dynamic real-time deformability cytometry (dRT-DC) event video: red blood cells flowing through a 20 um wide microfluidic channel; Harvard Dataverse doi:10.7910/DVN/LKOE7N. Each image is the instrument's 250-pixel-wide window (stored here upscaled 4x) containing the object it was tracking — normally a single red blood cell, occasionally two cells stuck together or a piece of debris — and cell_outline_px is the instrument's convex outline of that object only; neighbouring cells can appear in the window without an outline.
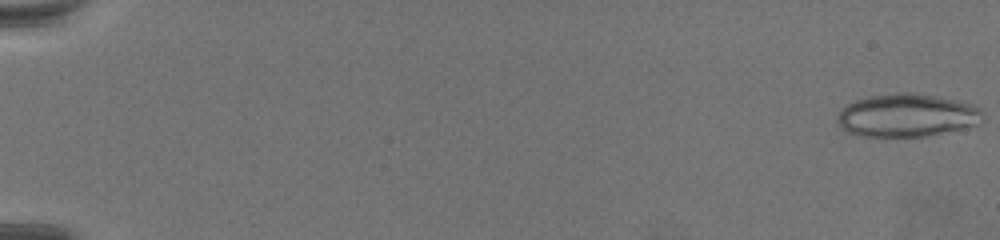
{"species": "common noctule bat (a hibernating species)", "species_latin": "Nyctalus noctula", "temperature_condition": "warm", "stored_images_in_passage": 48, "camera_frame_rate_fps": 3000, "um_per_image_px": 0.085, "animal": {"sex": "female", "body_mass_g": 19.5, "forearm_length_mm": 54.1}, "frame": {"image": 1, "passage_image": 1, "time_ms": 0.0, "image_size_px": [1000, 240], "cell_outline_px": [[984, 112], [972, 124], [924, 136], [860, 136], [848, 132], [840, 124], [840, 112], [848, 104], [856, 100], [872, 96], [904, 92], [928, 96], [948, 100], [980, 108]], "centroid_in_image_um": [76.98, 9.81], "position_along_channel_um": 8.0, "area_um2": 34.33}}